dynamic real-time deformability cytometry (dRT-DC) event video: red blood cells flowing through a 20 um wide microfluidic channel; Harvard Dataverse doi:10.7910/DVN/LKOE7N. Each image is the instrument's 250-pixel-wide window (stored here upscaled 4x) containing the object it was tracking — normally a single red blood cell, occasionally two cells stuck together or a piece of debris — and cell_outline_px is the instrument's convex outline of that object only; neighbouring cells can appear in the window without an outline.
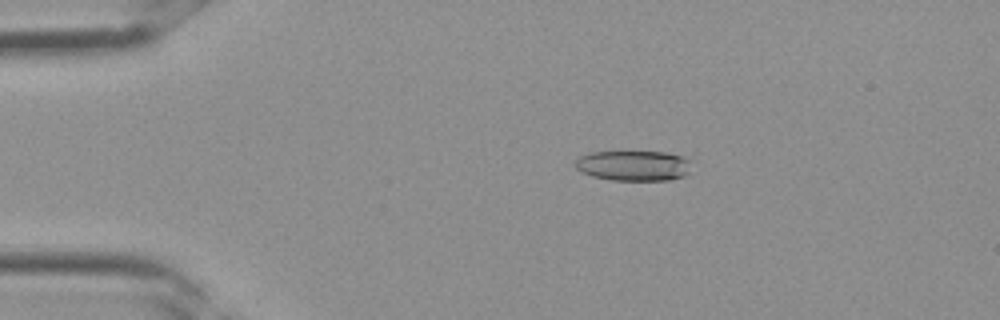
{"species": "Egyptian fruit bat (a non-hibernating species)", "species_latin": "Rousettus aegyptiacus", "temperature_condition": "room temperature", "stored_images_in_passage": 2, "camera_frame_rate_fps": 3000, "um_per_image_px": 0.085, "frame": {"image": 1, "passage_image": 2, "time_ms": 0.333, "image_size_px": [1000, 320], "cell_outline_px": [[688, 172], [684, 176], [672, 180], [612, 180], [592, 176], [580, 172], [576, 168], [576, 160], [580, 156], [592, 152], [668, 152], [684, 156], [688, 160]], "centroid_in_image_um": [53.84, 14.08], "position_along_channel_um": 31.2, "area_um2": 20.46}}